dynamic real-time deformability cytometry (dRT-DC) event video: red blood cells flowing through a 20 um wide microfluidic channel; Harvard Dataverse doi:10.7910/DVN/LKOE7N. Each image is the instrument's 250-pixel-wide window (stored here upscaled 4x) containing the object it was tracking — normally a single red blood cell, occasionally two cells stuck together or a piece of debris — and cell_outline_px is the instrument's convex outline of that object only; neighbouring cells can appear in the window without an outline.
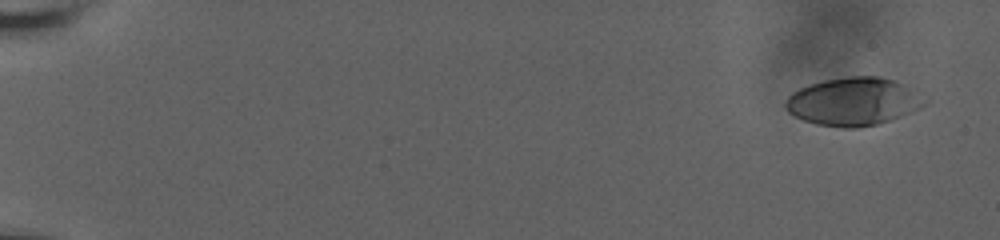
{"species": "human", "species_latin": "Homo sapiens", "temperature_condition": "room temperature", "stored_images_in_passage": 7, "camera_frame_rate_fps": 3000, "um_per_image_px": 0.085, "donor": {"sex": "male"}, "frame": {"image": 1, "passage_image": 1, "time_ms": 0.0, "image_size_px": [1000, 240], "cell_outline_px": [[928, 100], [920, 108], [900, 116], [876, 124], [856, 128], [844, 128], [816, 124], [804, 120], [788, 112], [784, 104], [788, 96], [792, 92], [800, 88], [824, 80], [848, 76], [880, 76], [904, 84], [912, 88]], "centroid_in_image_um": [72.54, 8.62], "position_along_channel_um": 12.5, "area_um2": 38.73}}
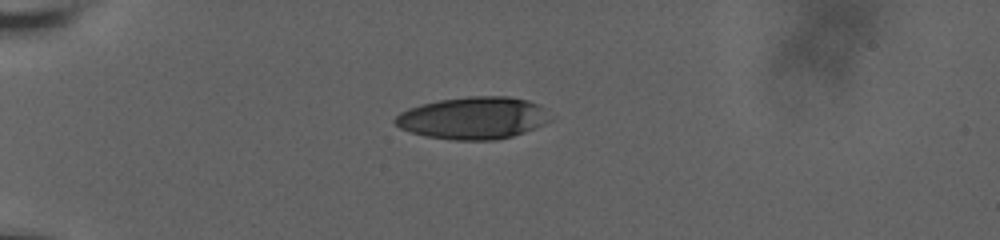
{"frame": {"image": 2, "passage_image": 6, "time_ms": 5.0, "image_size_px": [1000, 240], "cell_outline_px": [[556, 116], [552, 120], [544, 124], [524, 132], [512, 136], [496, 140], [452, 140], [424, 136], [400, 128], [392, 120], [400, 112], [408, 108], [420, 104], [440, 100], [468, 96], [508, 96], [528, 100], [540, 104]], "centroid_in_image_um": [40.28, 10.02], "position_along_channel_um": 44.7, "area_um2": 38.73}}